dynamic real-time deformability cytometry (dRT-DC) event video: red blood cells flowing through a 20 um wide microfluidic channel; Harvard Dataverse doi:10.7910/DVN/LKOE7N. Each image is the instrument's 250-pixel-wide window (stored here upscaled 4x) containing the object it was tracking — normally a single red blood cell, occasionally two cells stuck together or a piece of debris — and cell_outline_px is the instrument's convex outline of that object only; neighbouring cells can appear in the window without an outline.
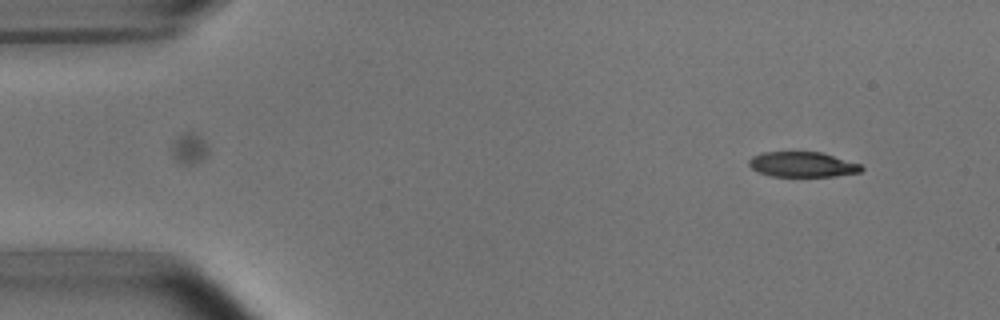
{"species": "common noctule bat (a hibernating species)", "species_latin": "Nyctalus noctula", "temperature_condition": "room temperature", "stored_images_in_passage": 3, "camera_frame_rate_fps": 3000, "um_per_image_px": 0.085, "animal": {"sex": "male", "body_mass_g": 15.6}, "frame": {"image": 1, "passage_image": 1, "time_ms": 0.0, "image_size_px": [1000, 320], "cell_outline_px": [[864, 168], [860, 172], [836, 176], [772, 176], [756, 172], [748, 164], [748, 160], [752, 156], [764, 152], [820, 152], [860, 164]], "centroid_in_image_um": [68.17, 13.98], "position_along_channel_um": 16.8, "area_um2": 16.42}}
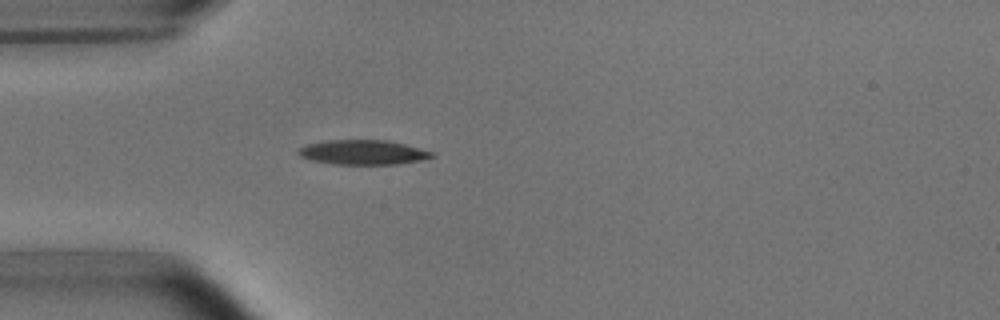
{"frame": {"image": 2, "passage_image": 3, "time_ms": 3.333, "image_size_px": [1000, 320], "cell_outline_px": [[436, 156], [428, 160], [396, 164], [332, 164], [312, 160], [300, 156], [296, 152], [300, 148], [308, 144], [328, 140], [388, 140], [436, 152]], "centroid_in_image_um": [30.94, 12.95], "position_along_channel_um": 54.1, "area_um2": 19.36}}